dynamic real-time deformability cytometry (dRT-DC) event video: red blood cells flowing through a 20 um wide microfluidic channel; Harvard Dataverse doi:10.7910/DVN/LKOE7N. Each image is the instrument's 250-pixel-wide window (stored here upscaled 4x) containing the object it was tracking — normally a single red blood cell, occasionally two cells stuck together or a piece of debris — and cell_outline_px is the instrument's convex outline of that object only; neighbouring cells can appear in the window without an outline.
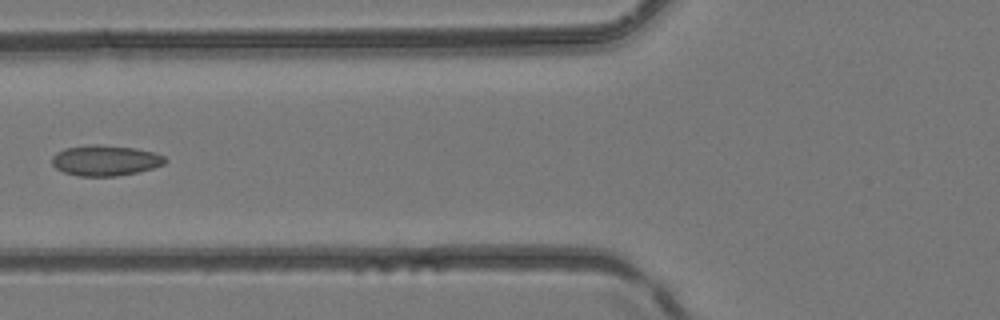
{"species": "common noctule bat (a hibernating species)", "species_latin": "Nyctalus noctula", "temperature_condition": "room temperature", "stored_images_in_passage": 6, "camera_frame_rate_fps": 3000, "um_per_image_px": 0.085, "animal": {"sex": "female", "body_mass_g": 24.6, "forearm_length_mm": 56.2}, "frame": {"image": 1, "passage_image": 6, "time_ms": 1.667, "image_size_px": [1000, 320], "cell_outline_px": [[168, 160], [164, 164], [152, 168], [136, 172], [116, 176], [80, 176], [64, 172], [56, 168], [52, 164], [52, 156], [56, 152], [64, 148], [88, 144], [100, 144], [136, 148], [156, 152], [164, 156]], "centroid_in_image_um": [8.95, 13.62], "position_along_channel_um": 116.8, "area_um2": 20.35}}